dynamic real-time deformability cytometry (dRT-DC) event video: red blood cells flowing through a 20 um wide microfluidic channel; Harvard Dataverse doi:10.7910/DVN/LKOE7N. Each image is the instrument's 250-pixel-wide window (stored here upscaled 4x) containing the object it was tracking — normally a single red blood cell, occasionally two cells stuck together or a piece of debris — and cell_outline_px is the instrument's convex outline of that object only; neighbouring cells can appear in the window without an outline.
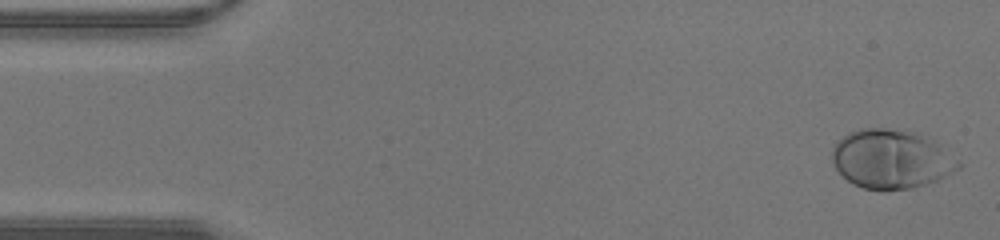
{"species": "human", "species_latin": "Homo sapiens", "temperature_condition": "warm", "stored_images_in_passage": 42, "camera_frame_rate_fps": 3000, "um_per_image_px": 0.085, "donor": {"sex": "male"}, "frame": {"image": 1, "passage_image": 1, "time_ms": 0.0, "image_size_px": [1000, 240], "cell_outline_px": [[960, 168], [936, 180], [912, 188], [884, 192], [864, 188], [852, 184], [836, 168], [832, 160], [832, 148], [848, 132], [860, 128], [884, 128], [904, 132], [920, 136], [932, 144], [960, 164]], "centroid_in_image_um": [75.63, 13.58], "position_along_channel_um": 9.4, "area_um2": 41.96}}
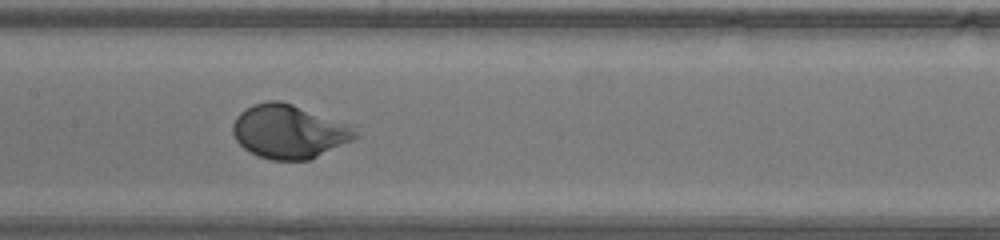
{"frame": {"image": 2, "passage_image": 20, "time_ms": 6.333, "image_size_px": [1000, 240], "cell_outline_px": [[360, 136], [312, 160], [272, 160], [256, 156], [248, 152], [236, 140], [232, 132], [232, 124], [236, 116], [244, 108], [252, 104], [268, 100], [280, 100], [292, 104], [348, 124]], "centroid_in_image_um": [24.52, 11.19], "position_along_channel_um": 182.9, "area_um2": 38.55}}
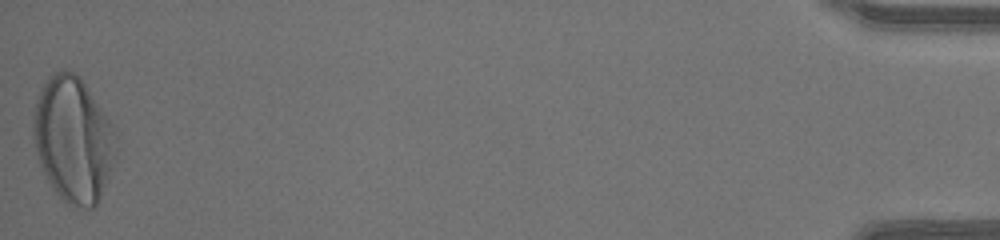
{"frame": {"image": 3, "passage_image": 42, "time_ms": 13.667, "image_size_px": [1000, 240], "cell_outline_px": [[116, 156], [96, 208], [84, 208], [68, 204], [52, 188], [40, 164], [32, 136], [32, 112], [40, 88], [48, 76], [56, 72], [72, 72], [84, 84], [112, 124], [116, 132]], "centroid_in_image_um": [6.2, 11.88], "position_along_channel_um": 429.0, "area_um2": 60.11}}